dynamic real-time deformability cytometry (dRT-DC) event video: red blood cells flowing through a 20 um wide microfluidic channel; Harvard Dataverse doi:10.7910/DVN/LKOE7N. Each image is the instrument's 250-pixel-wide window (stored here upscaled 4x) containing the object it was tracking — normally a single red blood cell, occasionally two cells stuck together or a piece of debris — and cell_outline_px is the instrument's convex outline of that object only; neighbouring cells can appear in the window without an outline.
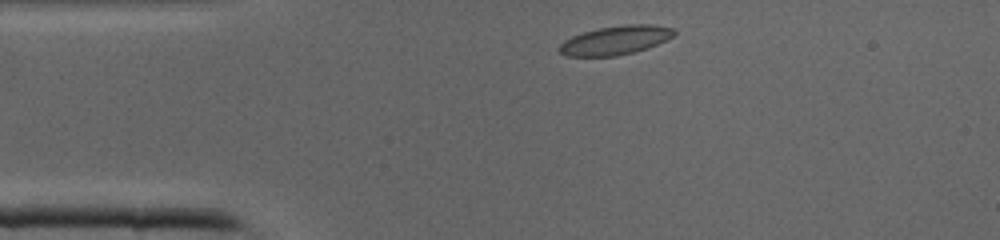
{"species": "common noctule bat (a hibernating species)", "species_latin": "Nyctalus noctula", "temperature_condition": "cold", "stored_images_in_passage": 35, "camera_frame_rate_fps": 3000, "um_per_image_px": 0.085, "animal": {"sex": "male", "body_mass_g": 19.0, "forearm_length_mm": 50.8}, "frame": {"image": 1, "passage_image": 2, "time_ms": 0.333, "image_size_px": [1000, 240], "cell_outline_px": [[676, 32], [672, 36], [648, 48], [616, 56], [564, 56], [560, 52], [560, 44], [564, 40], [572, 36], [584, 32], [600, 28], [628, 24], [652, 24], [672, 28]], "centroid_in_image_um": [52.29, 3.42], "position_along_channel_um": 32.7, "area_um2": 19.02}}
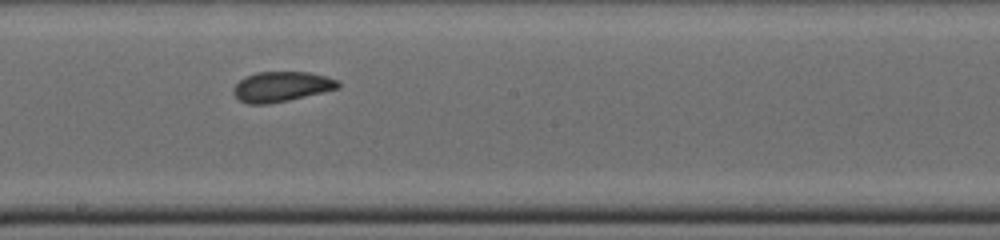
{"frame": {"image": 2, "passage_image": 16, "time_ms": 5.0, "image_size_px": [1000, 240], "cell_outline_px": [[340, 88], [288, 100], [268, 104], [248, 104], [240, 100], [232, 92], [232, 88], [244, 76], [256, 72], [308, 72], [324, 76], [336, 80], [340, 84]], "centroid_in_image_um": [23.88, 7.36], "position_along_channel_um": 224.3, "area_um2": 18.26}}
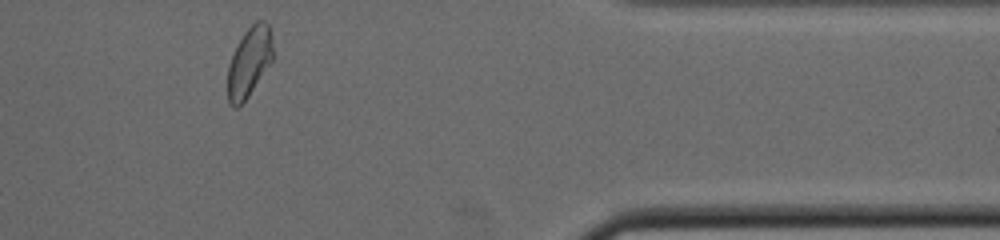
{"frame": {"image": 3, "passage_image": 28, "time_ms": 9.0, "image_size_px": [1000, 240], "cell_outline_px": [[272, 60], [248, 96], [236, 108], [232, 108], [228, 104], [228, 64], [244, 32], [256, 20], [264, 20], [268, 24], [272, 36]], "centroid_in_image_um": [21.18, 5.26], "position_along_channel_um": 390.2, "area_um2": 18.09}}